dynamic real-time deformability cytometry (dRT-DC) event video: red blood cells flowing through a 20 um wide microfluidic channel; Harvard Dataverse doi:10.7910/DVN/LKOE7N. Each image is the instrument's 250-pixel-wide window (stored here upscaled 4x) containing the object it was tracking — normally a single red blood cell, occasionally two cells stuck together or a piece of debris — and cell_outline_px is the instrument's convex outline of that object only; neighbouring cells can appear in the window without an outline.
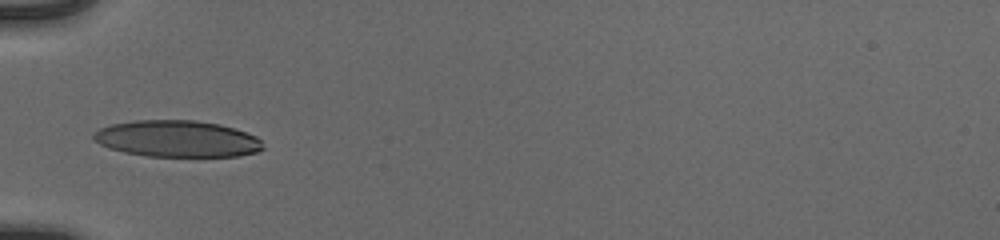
{"species": "human", "species_latin": "Homo sapiens", "temperature_condition": "cold", "stored_images_in_passage": 34, "camera_frame_rate_fps": 3000, "um_per_image_px": 0.085, "donor": {"sex": "male"}, "frame": {"image": 1, "passage_image": 1, "time_ms": 0.0, "image_size_px": [1000, 240], "cell_outline_px": [[264, 148], [256, 152], [240, 156], [148, 156], [124, 152], [108, 148], [100, 144], [92, 136], [92, 132], [100, 128], [112, 124], [132, 120], [196, 120], [220, 124], [256, 136], [260, 140]], "centroid_in_image_um": [15.03, 11.79], "position_along_channel_um": 70.0, "area_um2": 36.07}}
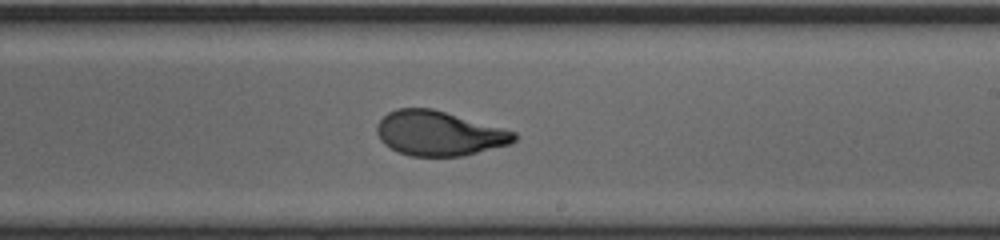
{"frame": {"image": 2, "passage_image": 15, "time_ms": 4.667, "image_size_px": [1000, 240], "cell_outline_px": [[516, 140], [512, 144], [464, 156], [412, 156], [400, 152], [384, 144], [380, 140], [376, 132], [376, 124], [388, 112], [396, 108], [432, 108], [516, 132]], "centroid_in_image_um": [37.31, 11.34], "position_along_channel_um": 251.7, "area_um2": 35.72}}
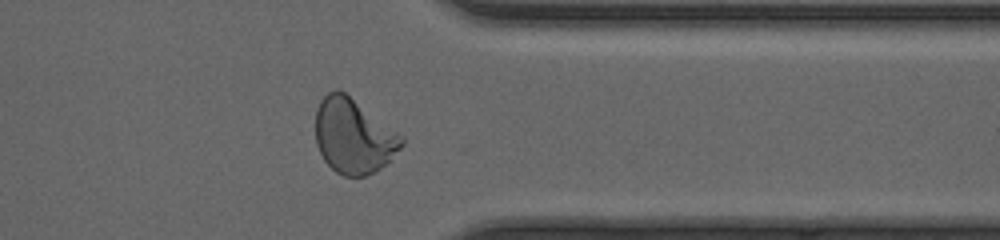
{"frame": {"image": 3, "passage_image": 25, "time_ms": 8.0, "image_size_px": [1000, 240], "cell_outline_px": [[404, 144], [376, 172], [364, 176], [344, 176], [336, 172], [324, 160], [316, 144], [316, 108], [320, 100], [328, 92], [336, 88], [340, 88], [396, 132], [404, 140]], "centroid_in_image_um": [29.99, 11.56], "position_along_channel_um": 381.4, "area_um2": 37.05}, "authors_computed_cell_mechanics": {"area_um2": 36.0672, "velocity_mm_per_s": 3.9594, "shape_relaxation_time_tau1_ms": 4.4167, "shape_relaxation_time_tau2_ms": 0.7719, "deformation_change_tau1": 0.2061, "deformation_change_tau2": 0.0542}}